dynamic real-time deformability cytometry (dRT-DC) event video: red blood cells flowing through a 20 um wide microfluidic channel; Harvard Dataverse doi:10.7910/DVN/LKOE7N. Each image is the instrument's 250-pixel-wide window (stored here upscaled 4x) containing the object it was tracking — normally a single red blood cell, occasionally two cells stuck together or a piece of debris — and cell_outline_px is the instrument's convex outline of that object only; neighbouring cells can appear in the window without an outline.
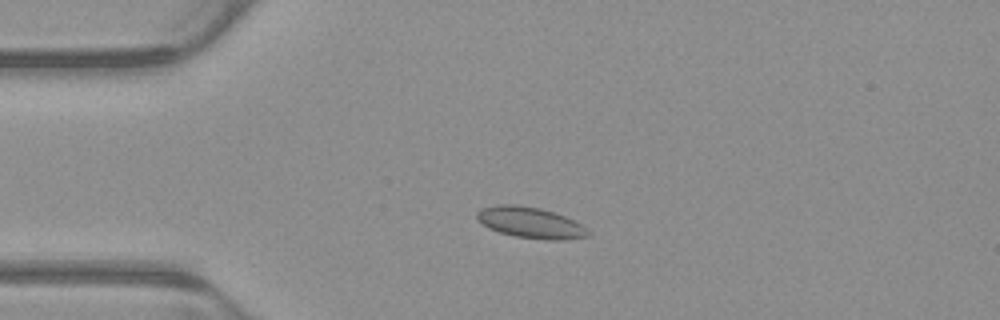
{"species": "common noctule bat (a hibernating species)", "species_latin": "Nyctalus noctula", "temperature_condition": "warm", "stored_images_in_passage": 6, "camera_frame_rate_fps": 3000, "um_per_image_px": 0.085, "animal": {"sex": "male", "body_mass_g": 23.1, "forearm_length_mm": 52.7}, "frame": {"image": 1, "passage_image": 3, "time_ms": 0.667, "image_size_px": [1000, 320], "cell_outline_px": [[592, 232], [588, 236], [556, 240], [548, 240], [516, 236], [500, 232], [488, 228], [476, 216], [476, 212], [480, 208], [496, 204], [516, 204], [540, 208], [564, 216], [588, 228]], "centroid_in_image_um": [45.07, 18.91], "position_along_channel_um": 39.9, "area_um2": 19.94}}
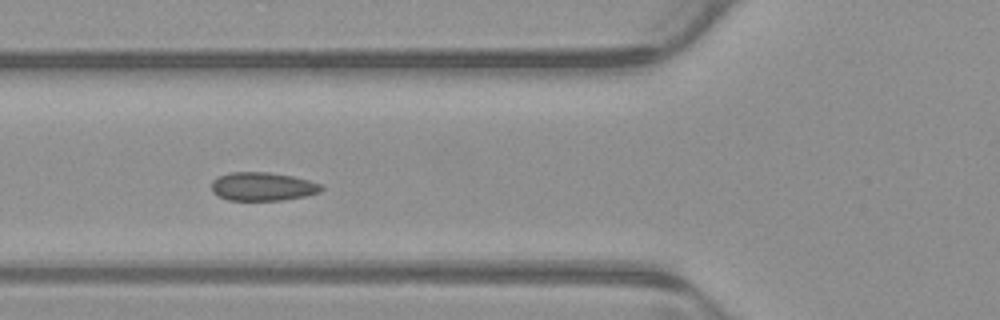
{"frame": {"image": 2, "passage_image": 5, "time_ms": 1.333, "image_size_px": [1000, 320], "cell_outline_px": [[324, 188], [320, 192], [304, 196], [284, 200], [228, 200], [212, 192], [212, 180], [220, 176], [232, 172], [268, 172], [292, 176], [308, 180], [320, 184]], "centroid_in_image_um": [22.33, 15.85], "position_along_channel_um": 103.5, "area_um2": 18.09}}
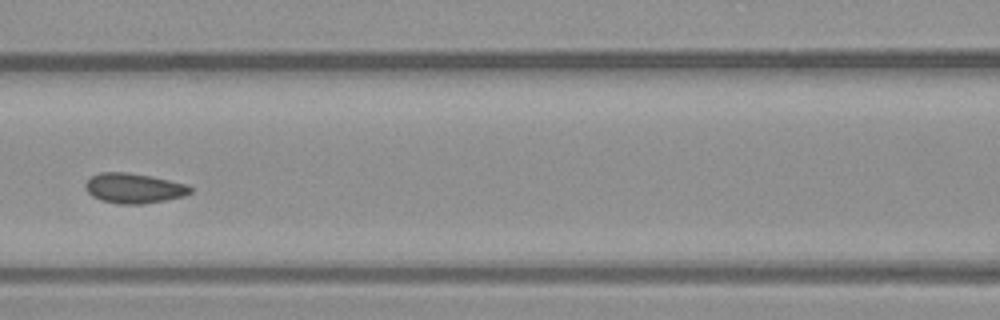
{"frame": {"image": 3, "passage_image": 6, "time_ms": 1.667, "image_size_px": [1000, 320], "cell_outline_px": [[192, 192], [184, 196], [144, 204], [116, 204], [100, 200], [92, 196], [84, 188], [84, 184], [88, 176], [100, 172], [124, 172], [148, 176], [168, 180], [184, 184], [192, 188]], "centroid_in_image_um": [11.3, 16.0], "position_along_channel_um": 155.3, "area_um2": 18.38}}